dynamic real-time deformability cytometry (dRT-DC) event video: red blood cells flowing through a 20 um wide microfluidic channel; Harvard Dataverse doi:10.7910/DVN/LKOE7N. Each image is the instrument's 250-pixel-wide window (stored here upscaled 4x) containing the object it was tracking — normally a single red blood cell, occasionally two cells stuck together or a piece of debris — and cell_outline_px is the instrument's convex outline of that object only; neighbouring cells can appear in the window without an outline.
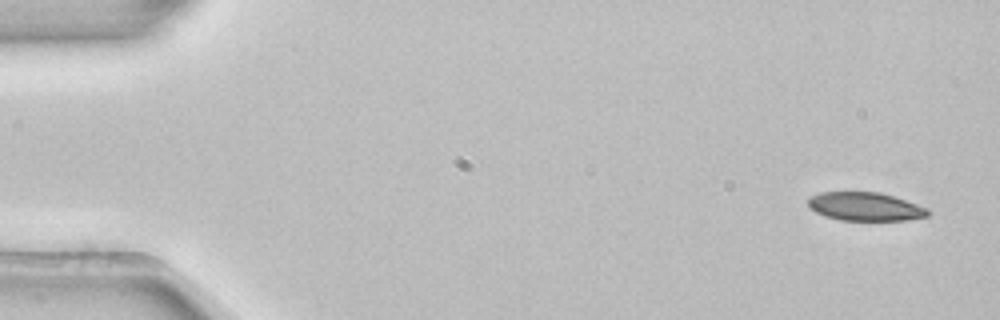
{"species": "common noctule bat (a hibernating species)", "species_latin": "Nyctalus noctula", "temperature_condition": "room temperature", "stored_images_in_passage": 4, "camera_frame_rate_fps": 3000, "um_per_image_px": 0.085, "animal": {"sex": "female", "body_mass_g": 22.7, "forearm_length_mm": 54.2}, "frame": {"image": 1, "passage_image": 1, "time_ms": 0.0, "image_size_px": [1000, 320], "cell_outline_px": [[932, 212], [928, 216], [904, 220], [840, 220], [824, 216], [816, 212], [808, 204], [808, 200], [812, 196], [820, 192], [880, 192], [928, 208]], "centroid_in_image_um": [73.56, 17.56], "position_along_channel_um": 11.4, "area_um2": 19.71}}
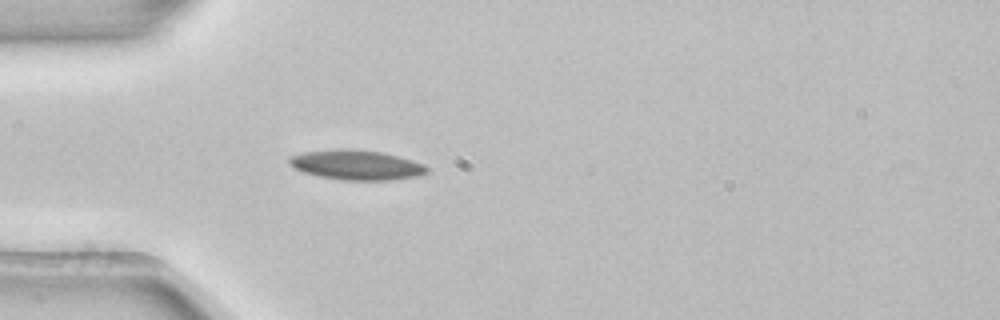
{"frame": {"image": 2, "passage_image": 4, "time_ms": 1.0, "image_size_px": [1000, 320], "cell_outline_px": [[428, 172], [416, 176], [392, 180], [340, 180], [320, 176], [304, 172], [292, 168], [288, 164], [288, 156], [304, 152], [380, 152], [400, 156], [424, 164], [428, 168]], "centroid_in_image_um": [30.32, 14.08], "position_along_channel_um": 54.7, "area_um2": 22.89}}